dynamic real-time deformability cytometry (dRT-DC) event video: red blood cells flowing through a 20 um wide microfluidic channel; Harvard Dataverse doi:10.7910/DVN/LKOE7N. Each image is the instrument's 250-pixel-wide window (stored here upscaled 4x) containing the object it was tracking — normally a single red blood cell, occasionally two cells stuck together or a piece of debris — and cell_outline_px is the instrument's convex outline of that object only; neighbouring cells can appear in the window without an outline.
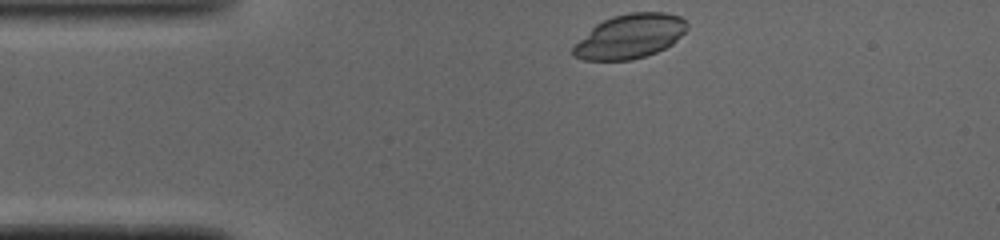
{"species": "common noctule bat (a hibernating species)", "species_latin": "Nyctalus noctula", "temperature_condition": "cold", "stored_images_in_passage": 41, "camera_frame_rate_fps": 3000, "um_per_image_px": 0.085, "animal": {"sex": "male", "body_mass_g": 19.0, "forearm_length_mm": 50.8}, "frame": {"image": 1, "passage_image": 1, "time_ms": 0.0, "image_size_px": [1000, 240], "cell_outline_px": [[688, 28], [672, 44], [656, 52], [632, 60], [584, 60], [572, 56], [572, 48], [596, 24], [612, 16], [628, 12], [664, 12], [680, 16], [688, 24]], "centroid_in_image_um": [53.55, 3.08], "position_along_channel_um": 31.5, "area_um2": 29.19}}